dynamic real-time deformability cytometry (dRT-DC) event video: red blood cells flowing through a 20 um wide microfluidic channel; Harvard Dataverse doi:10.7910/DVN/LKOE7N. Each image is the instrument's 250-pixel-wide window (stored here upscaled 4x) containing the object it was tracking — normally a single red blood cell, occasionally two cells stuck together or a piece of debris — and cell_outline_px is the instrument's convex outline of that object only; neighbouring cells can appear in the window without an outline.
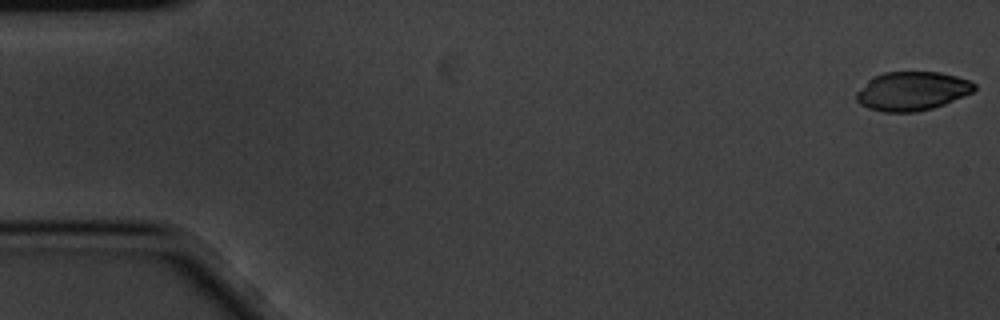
{"species": "common noctule bat (a hibernating species)", "species_latin": "Nyctalus noctula", "temperature_condition": "cold", "stored_images_in_passage": 4, "camera_frame_rate_fps": 3000, "um_per_image_px": 0.085, "animal": {"sex": "male", "body_mass_g": 20.1, "forearm_length_mm": 53.5}, "frame": {"image": 1, "passage_image": 1, "time_ms": 0.0, "image_size_px": [1000, 320], "cell_outline_px": [[976, 88], [972, 92], [964, 96], [944, 104], [932, 108], [916, 112], [884, 112], [868, 108], [860, 104], [856, 100], [856, 92], [868, 80], [884, 72], [940, 72], [956, 76], [968, 80], [976, 84]], "centroid_in_image_um": [77.52, 7.74], "position_along_channel_um": 7.5, "area_um2": 26.65}}